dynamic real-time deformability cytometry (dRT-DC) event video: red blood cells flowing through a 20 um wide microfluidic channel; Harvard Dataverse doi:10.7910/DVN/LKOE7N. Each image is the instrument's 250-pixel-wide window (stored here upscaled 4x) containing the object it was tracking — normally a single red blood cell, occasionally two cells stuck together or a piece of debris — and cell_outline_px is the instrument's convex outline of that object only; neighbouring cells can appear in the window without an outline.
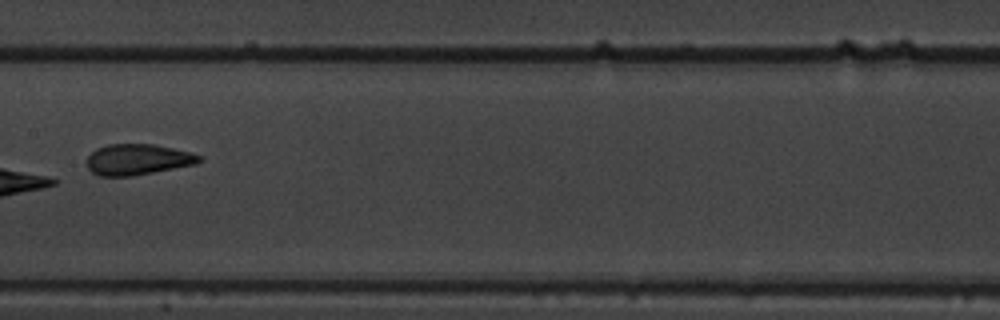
{"species": "common noctule bat (a hibernating species)", "species_latin": "Nyctalus noctula", "temperature_condition": "warm", "stored_images_in_passage": 14, "camera_frame_rate_fps": 3000, "um_per_image_px": 0.085, "animal": {"sex": "male", "body_mass_g": 19.5, "forearm_length_mm": 54.6}, "frame": {"image": 1, "passage_image": 8, "time_ms": 2.333, "image_size_px": [1000, 320], "cell_outline_px": [[204, 160], [196, 164], [132, 176], [100, 176], [92, 172], [88, 168], [88, 156], [96, 148], [108, 144], [152, 144], [172, 148], [188, 152], [200, 156]], "centroid_in_image_um": [11.69, 13.56], "position_along_channel_um": 195.7, "area_um2": 20.06}}
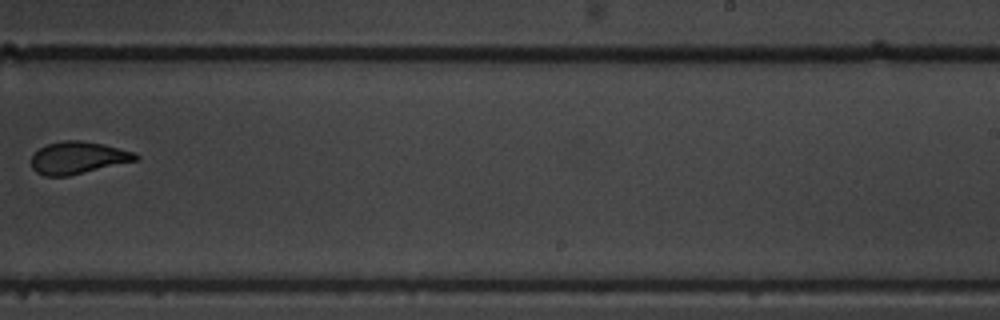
{"frame": {"image": 2, "passage_image": 10, "time_ms": 3.0, "image_size_px": [1000, 320], "cell_outline_px": [[140, 160], [68, 176], [44, 176], [36, 172], [32, 168], [32, 156], [40, 148], [48, 144], [64, 140], [80, 140], [104, 144], [136, 152], [140, 156]], "centroid_in_image_um": [6.68, 13.41], "position_along_channel_um": 282.3, "area_um2": 19.77}}
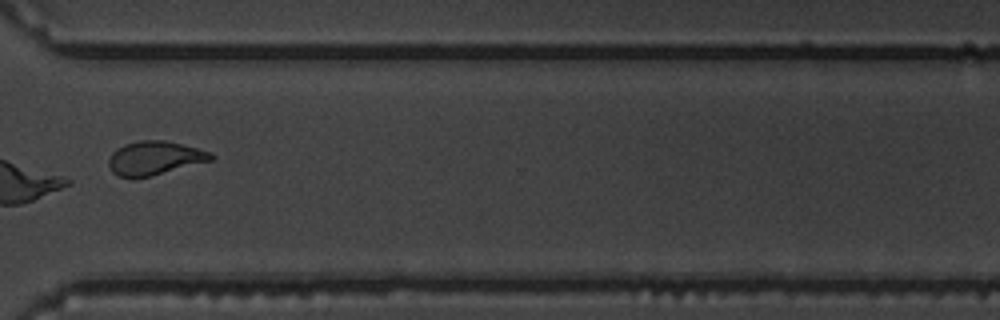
{"frame": {"image": 3, "passage_image": 12, "time_ms": 3.667, "image_size_px": [1000, 320], "cell_outline_px": [[216, 156], [212, 160], [152, 176], [116, 176], [112, 172], [108, 164], [108, 160], [112, 152], [116, 148], [124, 144], [140, 140], [164, 140], [212, 152]], "centroid_in_image_um": [13.14, 13.42], "position_along_channel_um": 357.5, "area_um2": 20.0}}